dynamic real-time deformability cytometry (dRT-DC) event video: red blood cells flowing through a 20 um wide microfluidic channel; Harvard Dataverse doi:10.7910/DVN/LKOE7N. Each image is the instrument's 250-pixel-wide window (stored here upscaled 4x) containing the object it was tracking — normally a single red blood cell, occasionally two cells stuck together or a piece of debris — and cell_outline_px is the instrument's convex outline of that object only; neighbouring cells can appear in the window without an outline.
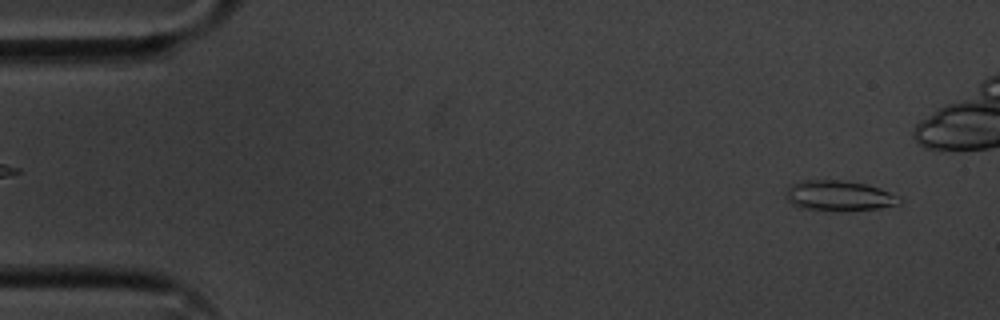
{"species": "common noctule bat (a hibernating species)", "species_latin": "Nyctalus noctula", "temperature_condition": "cold", "stored_images_in_passage": 13, "camera_frame_rate_fps": 3000, "um_per_image_px": 0.085, "animal": {"sex": "male", "body_mass_g": 20.1, "forearm_length_mm": 53.5}, "frame": {"image": 1, "passage_image": 3, "time_ms": 0.667, "image_size_px": [1000, 320], "cell_outline_px": [[900, 204], [880, 208], [800, 208], [792, 204], [788, 200], [788, 184], [800, 180], [844, 180], [864, 184], [880, 188], [900, 196]], "centroid_in_image_um": [71.32, 16.58], "position_along_channel_um": 13.7, "area_um2": 19.19}}